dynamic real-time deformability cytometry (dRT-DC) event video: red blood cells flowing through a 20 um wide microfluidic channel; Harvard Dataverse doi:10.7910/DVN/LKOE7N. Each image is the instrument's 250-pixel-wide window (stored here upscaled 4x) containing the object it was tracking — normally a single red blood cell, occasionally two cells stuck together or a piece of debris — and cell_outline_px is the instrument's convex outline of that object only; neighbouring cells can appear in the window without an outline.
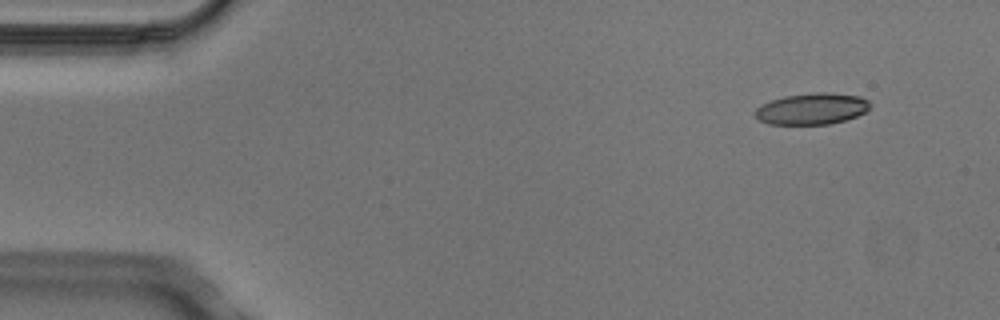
{"species": "Egyptian fruit bat (a non-hibernating species)", "species_latin": "Rousettus aegyptiacus", "temperature_condition": "cold", "stored_images_in_passage": 8, "camera_frame_rate_fps": 3000, "um_per_image_px": 0.085, "animal": {"sex": "male"}, "frame": {"image": 1, "passage_image": 1, "time_ms": 0.0, "image_size_px": [1000, 320], "cell_outline_px": [[872, 108], [856, 116], [844, 120], [828, 124], [768, 124], [760, 120], [752, 112], [760, 104], [784, 96], [812, 92], [832, 92], [860, 96], [868, 100], [872, 104]], "centroid_in_image_um": [69.02, 9.23], "position_along_channel_um": 16.0, "area_um2": 21.27}}
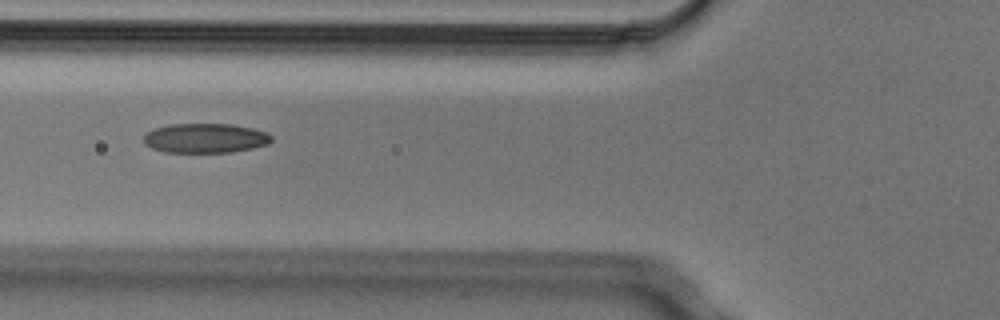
{"frame": {"image": 2, "passage_image": 5, "time_ms": 1.333, "image_size_px": [1000, 320], "cell_outline_px": [[272, 140], [268, 144], [252, 148], [232, 152], [164, 152], [152, 148], [144, 144], [144, 136], [148, 132], [156, 128], [168, 124], [232, 124], [252, 128], [268, 132], [272, 136]], "centroid_in_image_um": [17.47, 11.74], "position_along_channel_um": 108.3, "area_um2": 22.02}}
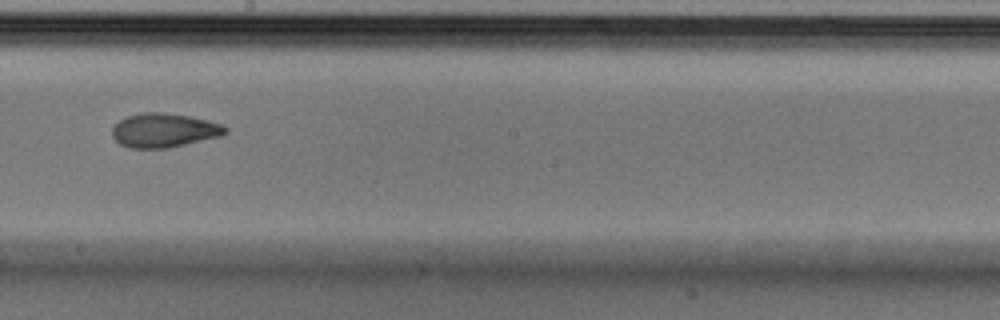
{"frame": {"image": 3, "passage_image": 8, "time_ms": 2.333, "image_size_px": [1000, 320], "cell_outline_px": [[228, 132], [220, 136], [168, 148], [128, 148], [120, 144], [112, 136], [112, 128], [120, 120], [128, 116], [144, 112], [164, 112], [188, 116], [208, 120], [220, 124], [228, 128]], "centroid_in_image_um": [13.94, 11.08], "position_along_channel_um": 234.3, "area_um2": 22.37}}